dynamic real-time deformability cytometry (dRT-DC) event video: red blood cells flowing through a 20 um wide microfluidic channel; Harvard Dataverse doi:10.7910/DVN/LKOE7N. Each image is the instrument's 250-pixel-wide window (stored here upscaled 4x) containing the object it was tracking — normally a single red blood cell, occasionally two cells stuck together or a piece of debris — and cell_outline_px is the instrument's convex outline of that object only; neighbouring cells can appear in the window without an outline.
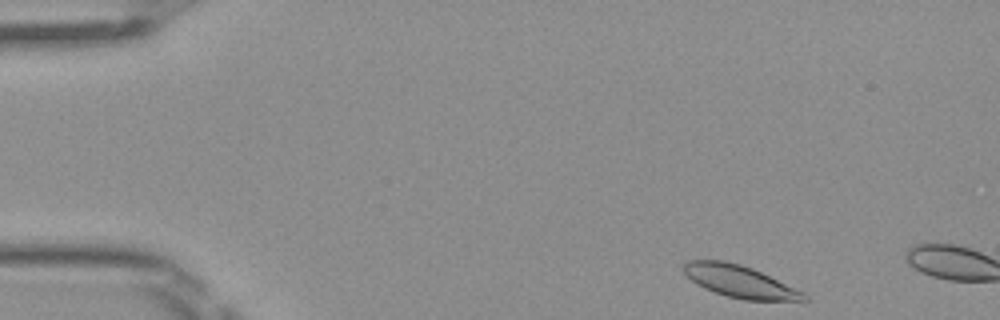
{"species": "Egyptian fruit bat (a non-hibernating species)", "species_latin": "Rousettus aegyptiacus", "temperature_condition": "room temperature", "stored_images_in_passage": 5, "camera_frame_rate_fps": 3000, "um_per_image_px": 0.085, "frame": {"image": 1, "passage_image": 1, "time_ms": 0.0, "image_size_px": [1000, 320], "cell_outline_px": [[808, 300], [744, 300], [728, 296], [704, 288], [692, 280], [680, 268], [688, 260], [724, 260], [740, 264], [752, 268], [804, 292], [808, 296]], "centroid_in_image_um": [62.86, 23.91], "position_along_channel_um": 22.1, "area_um2": 22.25}}